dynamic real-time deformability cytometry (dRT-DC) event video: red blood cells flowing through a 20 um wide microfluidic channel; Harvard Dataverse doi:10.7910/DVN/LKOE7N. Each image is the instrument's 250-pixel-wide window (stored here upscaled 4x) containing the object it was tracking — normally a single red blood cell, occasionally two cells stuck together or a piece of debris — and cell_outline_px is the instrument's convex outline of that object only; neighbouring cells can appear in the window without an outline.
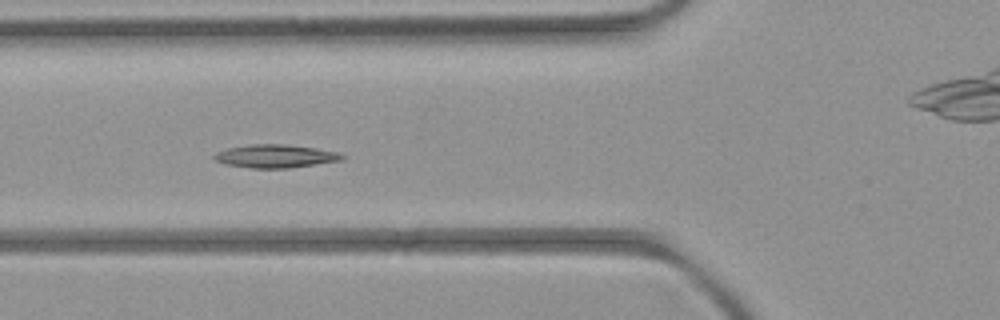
{"species": "common noctule bat (a hibernating species)", "species_latin": "Nyctalus noctula", "temperature_condition": "room temperature", "stored_images_in_passage": 9, "camera_frame_rate_fps": 3000, "um_per_image_px": 0.085, "animal": {"sex": "female", "body_mass_g": 21.9}, "frame": {"image": 1, "passage_image": 3, "time_ms": 2.333, "image_size_px": [1000, 320], "cell_outline_px": [[348, 156], [344, 160], [288, 168], [252, 168], [224, 164], [216, 160], [212, 156], [216, 152], [228, 148], [252, 144], [284, 144], [316, 148], [340, 152]], "centroid_in_image_um": [23.46, 13.27], "position_along_channel_um": 102.3, "area_um2": 17.4}}
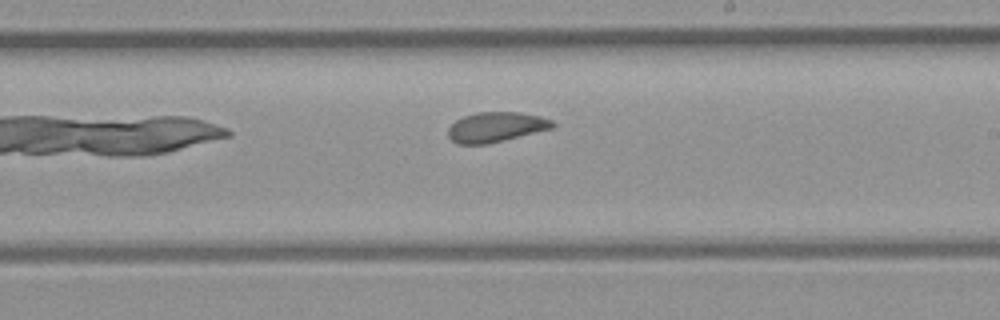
{"frame": {"image": 2, "passage_image": 8, "time_ms": 9.333, "image_size_px": [1000, 320], "cell_outline_px": [[556, 124], [552, 128], [504, 140], [484, 144], [456, 144], [448, 136], [448, 128], [456, 120], [464, 116], [476, 112], [520, 112], [540, 116], [552, 120]], "centroid_in_image_um": [42.14, 10.79], "position_along_channel_um": 246.9, "area_um2": 18.15}}